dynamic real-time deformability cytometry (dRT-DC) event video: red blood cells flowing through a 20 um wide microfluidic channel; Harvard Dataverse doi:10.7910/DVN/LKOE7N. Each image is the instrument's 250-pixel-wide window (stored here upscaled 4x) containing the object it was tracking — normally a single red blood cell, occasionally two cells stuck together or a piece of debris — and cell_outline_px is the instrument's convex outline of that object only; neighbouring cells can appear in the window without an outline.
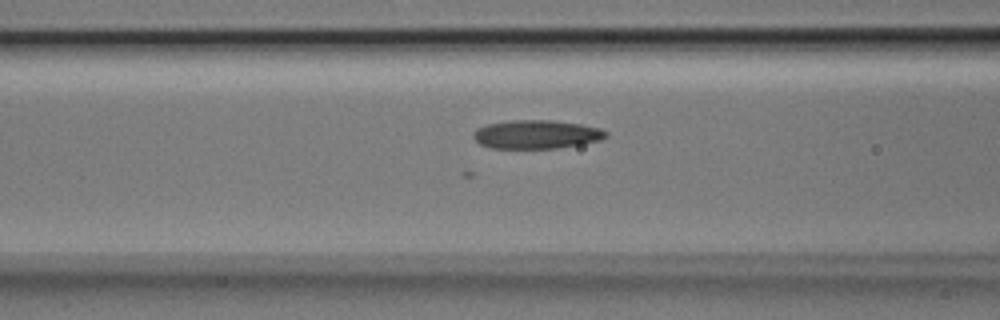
{"species": "Egyptian fruit bat (a non-hibernating species)", "species_latin": "Rousettus aegyptiacus", "temperature_condition": "room temperature", "stored_images_in_passage": 33, "camera_frame_rate_fps": 3000, "um_per_image_px": 0.085, "animal": {"sex": "male"}, "frame": {"image": 1, "passage_image": 7, "time_ms": 2.0, "image_size_px": [1000, 320], "cell_outline_px": [[608, 136], [600, 140], [560, 148], [488, 148], [480, 144], [472, 136], [472, 132], [476, 128], [488, 124], [512, 120], [552, 120], [580, 124], [600, 128], [608, 132]], "centroid_in_image_um": [45.58, 11.42], "position_along_channel_um": 121.0, "area_um2": 22.2}}
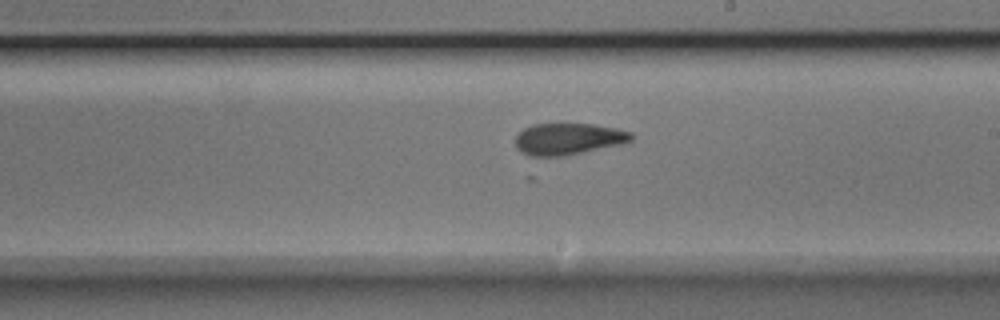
{"frame": {"image": 2, "passage_image": 16, "time_ms": 5.0, "image_size_px": [1000, 320], "cell_outline_px": [[632, 140], [624, 144], [568, 156], [528, 156], [520, 152], [516, 148], [516, 136], [524, 128], [532, 124], [592, 124], [616, 128], [632, 132]], "centroid_in_image_um": [48.32, 11.82], "position_along_channel_um": 240.7, "area_um2": 21.68}}
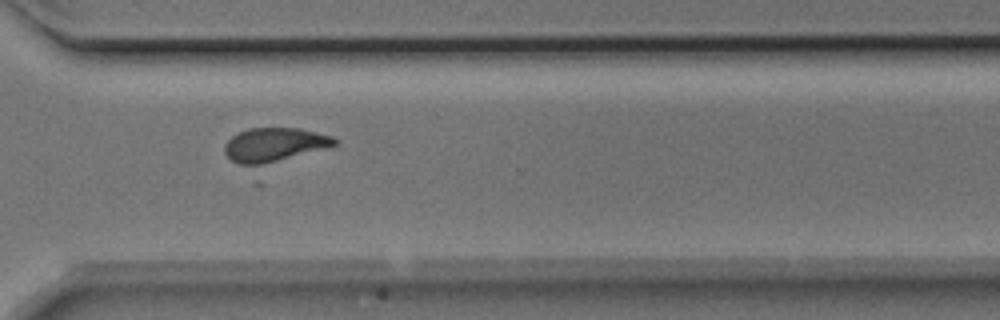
{"frame": {"image": 3, "passage_image": 24, "time_ms": 7.667, "image_size_px": [1000, 320], "cell_outline_px": [[340, 140], [336, 144], [324, 148], [260, 164], [240, 164], [232, 160], [224, 152], [224, 144], [232, 136], [248, 128], [300, 128], [332, 136]], "centroid_in_image_um": [23.3, 12.26], "position_along_channel_um": 347.3, "area_um2": 21.04}, "authors_computed_cell_mechanics": {"area_um2": 21.9062, "velocity_mm_per_s": 4.0133, "shape_relaxation_time_tau1_ms": null, "shape_relaxation_time_tau2_ms": 3.377, "deformation_change_tau1": null, "deformation_change_tau2": 0.0921}}